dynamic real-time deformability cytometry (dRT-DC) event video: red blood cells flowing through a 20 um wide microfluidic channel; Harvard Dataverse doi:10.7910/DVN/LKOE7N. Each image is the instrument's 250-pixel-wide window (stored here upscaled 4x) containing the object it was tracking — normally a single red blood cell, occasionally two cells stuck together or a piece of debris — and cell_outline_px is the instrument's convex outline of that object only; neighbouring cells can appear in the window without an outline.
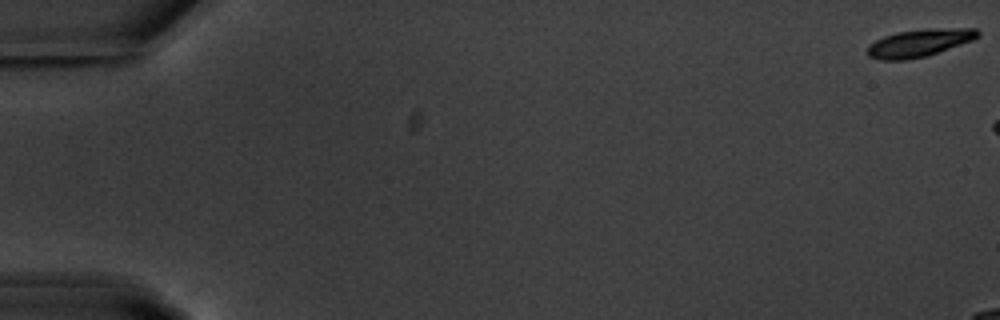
{"species": "common noctule bat (a hibernating species)", "species_latin": "Nyctalus noctula", "temperature_condition": "warm", "stored_images_in_passage": 7, "camera_frame_rate_fps": 3000, "um_per_image_px": 0.085, "animal": {"sex": "male", "body_mass_g": 20.1, "forearm_length_mm": 53.5}, "frame": {"image": 1, "passage_image": 1, "time_ms": 0.0, "image_size_px": [1000, 320], "cell_outline_px": [[980, 36], [972, 40], [924, 56], [908, 60], [880, 60], [868, 56], [868, 44], [884, 36], [896, 32], [924, 28], [976, 28], [980, 32]], "centroid_in_image_um": [78.12, 3.63], "position_along_channel_um": 6.9, "area_um2": 17.69}}